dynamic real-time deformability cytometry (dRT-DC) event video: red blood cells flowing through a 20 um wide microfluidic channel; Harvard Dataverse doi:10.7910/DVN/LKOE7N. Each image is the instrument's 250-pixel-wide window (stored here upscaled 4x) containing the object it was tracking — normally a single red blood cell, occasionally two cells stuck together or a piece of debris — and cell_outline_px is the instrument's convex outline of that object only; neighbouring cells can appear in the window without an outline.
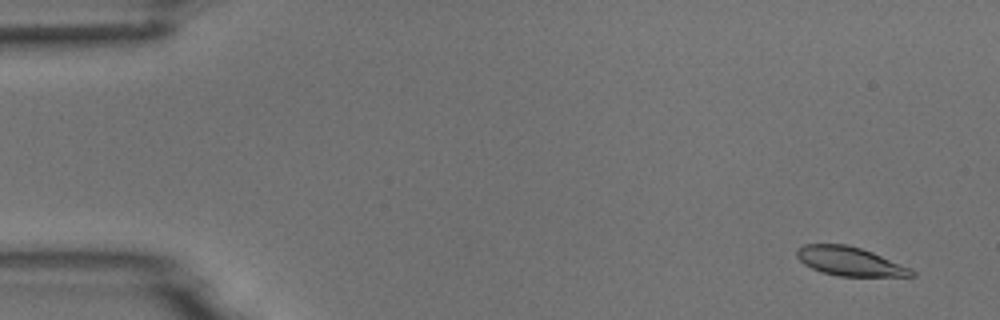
{"species": "common noctule bat (a hibernating species)", "species_latin": "Nyctalus noctula", "temperature_condition": "room temperature", "stored_images_in_passage": 6, "camera_frame_rate_fps": 3000, "um_per_image_px": 0.085, "animal": {"sex": "male", "body_mass_g": 18.8}, "frame": {"image": 1, "passage_image": 1, "time_ms": 0.0, "image_size_px": [1000, 320], "cell_outline_px": [[916, 276], [840, 276], [820, 272], [804, 264], [796, 256], [796, 248], [804, 244], [848, 244], [872, 252], [912, 268], [916, 272]], "centroid_in_image_um": [72.23, 22.21], "position_along_channel_um": 12.8, "area_um2": 19.42}}
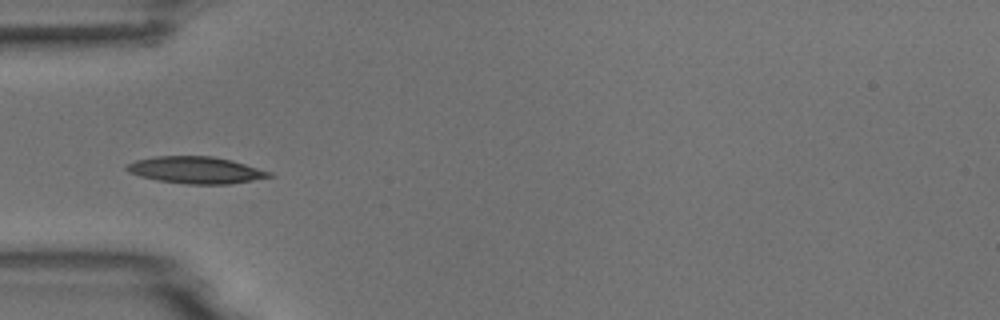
{"frame": {"image": 2, "passage_image": 5, "time_ms": 4.667, "image_size_px": [1000, 320], "cell_outline_px": [[276, 176], [228, 184], [184, 184], [156, 180], [140, 176], [128, 172], [124, 168], [124, 164], [136, 160], [156, 156], [212, 156], [232, 160], [272, 172]], "centroid_in_image_um": [16.62, 14.45], "position_along_channel_um": 68.4, "area_um2": 22.48}}